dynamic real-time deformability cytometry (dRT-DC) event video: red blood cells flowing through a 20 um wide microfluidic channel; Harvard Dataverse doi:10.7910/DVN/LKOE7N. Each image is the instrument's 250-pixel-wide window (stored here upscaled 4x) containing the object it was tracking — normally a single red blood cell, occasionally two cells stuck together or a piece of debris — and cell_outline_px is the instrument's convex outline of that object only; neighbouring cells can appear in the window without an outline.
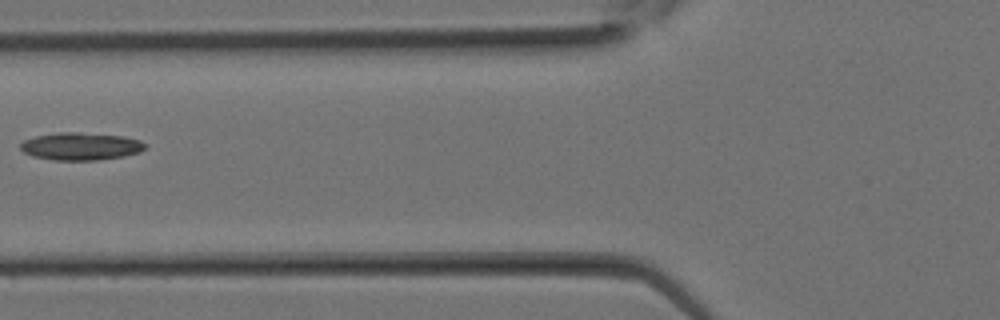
{"species": "Egyptian fruit bat (a non-hibernating species)", "species_latin": "Rousettus aegyptiacus", "temperature_condition": "room temperature", "stored_images_in_passage": 11, "camera_frame_rate_fps": 3000, "um_per_image_px": 0.085, "animal": {"sex": "female"}, "frame": {"image": 1, "passage_image": 5, "time_ms": 1.333, "image_size_px": [1000, 320], "cell_outline_px": [[148, 144], [140, 152], [124, 156], [96, 160], [52, 160], [32, 156], [24, 152], [20, 148], [20, 144], [24, 140], [36, 136], [60, 132], [76, 132], [124, 136], [140, 140]], "centroid_in_image_um": [6.87, 12.44], "position_along_channel_um": 118.9, "area_um2": 20.06}}
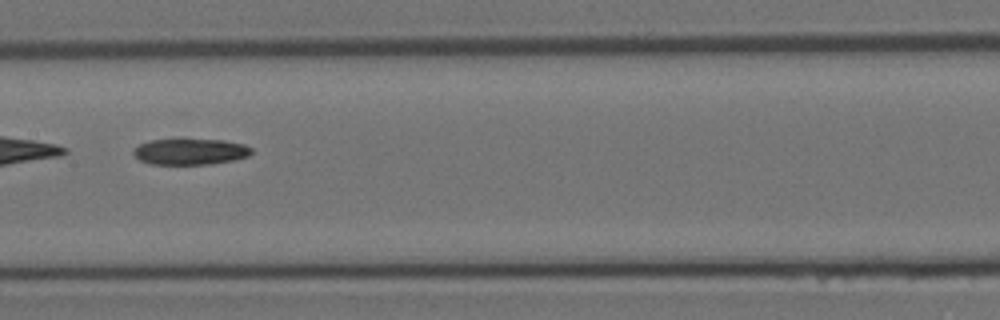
{"frame": {"image": 2, "passage_image": 8, "time_ms": 2.333, "image_size_px": [1000, 320], "cell_outline_px": [[252, 152], [248, 156], [236, 160], [212, 164], [152, 164], [140, 160], [132, 152], [132, 148], [140, 144], [152, 140], [224, 140], [244, 144], [252, 148]], "centroid_in_image_um": [16.2, 12.9], "position_along_channel_um": 191.2, "area_um2": 17.86}}
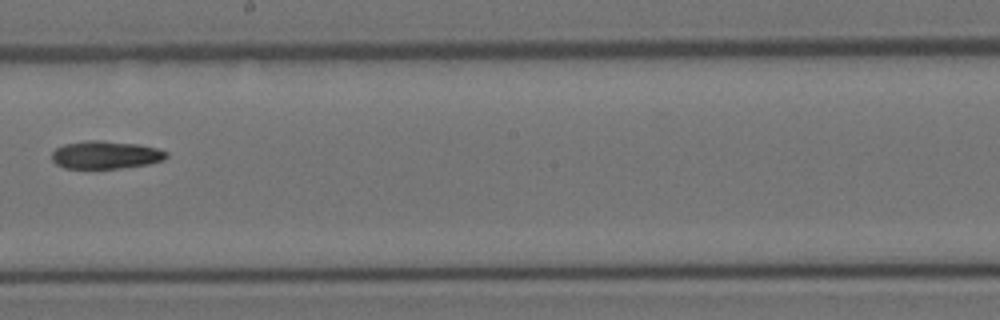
{"frame": {"image": 3, "passage_image": 10, "time_ms": 3.0, "image_size_px": [1000, 320], "cell_outline_px": [[168, 156], [164, 160], [148, 164], [120, 168], [64, 168], [56, 164], [52, 160], [52, 152], [56, 148], [64, 144], [88, 140], [100, 140], [136, 144], [156, 148], [168, 152]], "centroid_in_image_um": [8.97, 13.16], "position_along_channel_um": 239.2, "area_um2": 18.55}}